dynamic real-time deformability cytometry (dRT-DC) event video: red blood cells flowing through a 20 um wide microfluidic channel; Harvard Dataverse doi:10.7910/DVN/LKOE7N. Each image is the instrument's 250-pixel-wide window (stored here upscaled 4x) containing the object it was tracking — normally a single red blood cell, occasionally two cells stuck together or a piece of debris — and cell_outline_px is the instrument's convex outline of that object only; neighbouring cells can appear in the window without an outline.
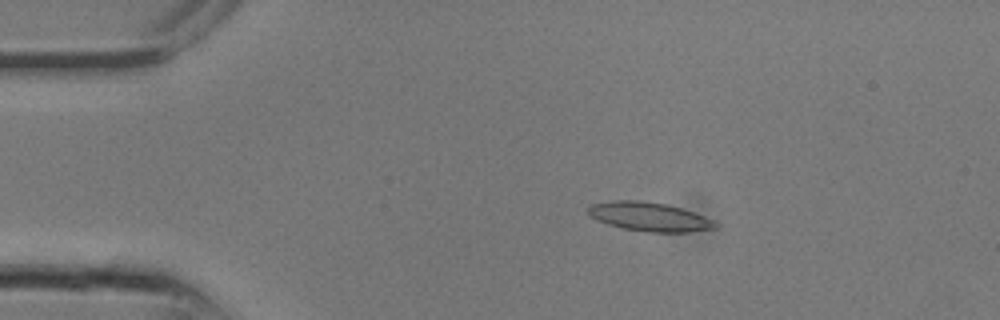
{"species": "common noctule bat (a hibernating species)", "species_latin": "Nyctalus noctula", "temperature_condition": "room temperature", "stored_images_in_passage": 6, "camera_frame_rate_fps": 3000, "um_per_image_px": 0.085, "animal": {"sex": "male", "body_mass_g": 13.3}, "frame": {"image": 1, "passage_image": 1, "time_ms": 0.0, "image_size_px": [1000, 320], "cell_outline_px": [[720, 224], [716, 228], [688, 232], [648, 232], [624, 228], [608, 224], [596, 220], [588, 216], [588, 204], [612, 200], [640, 200], [668, 204], [704, 216]], "centroid_in_image_um": [55.15, 18.41], "position_along_channel_um": 29.9, "area_um2": 21.56}}
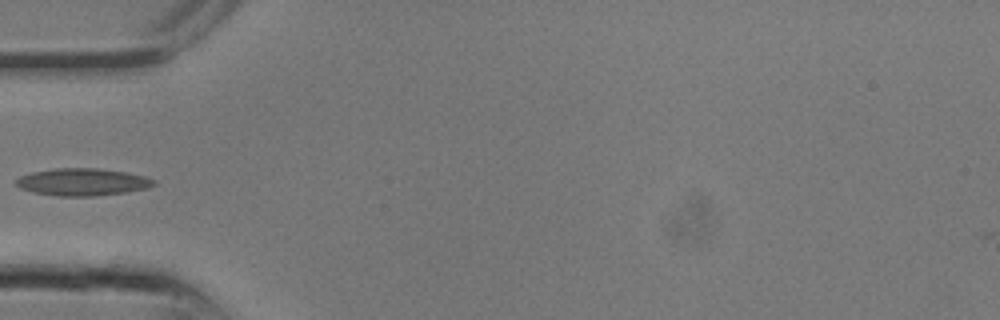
{"frame": {"image": 2, "passage_image": 5, "time_ms": 1.333, "image_size_px": [1000, 320], "cell_outline_px": [[156, 184], [148, 188], [124, 192], [92, 196], [56, 196], [32, 192], [20, 188], [16, 184], [16, 180], [20, 176], [32, 172], [56, 168], [100, 168], [124, 172], [144, 176], [156, 180]], "centroid_in_image_um": [7.0, 15.47], "position_along_channel_um": 78.0, "area_um2": 21.85}}